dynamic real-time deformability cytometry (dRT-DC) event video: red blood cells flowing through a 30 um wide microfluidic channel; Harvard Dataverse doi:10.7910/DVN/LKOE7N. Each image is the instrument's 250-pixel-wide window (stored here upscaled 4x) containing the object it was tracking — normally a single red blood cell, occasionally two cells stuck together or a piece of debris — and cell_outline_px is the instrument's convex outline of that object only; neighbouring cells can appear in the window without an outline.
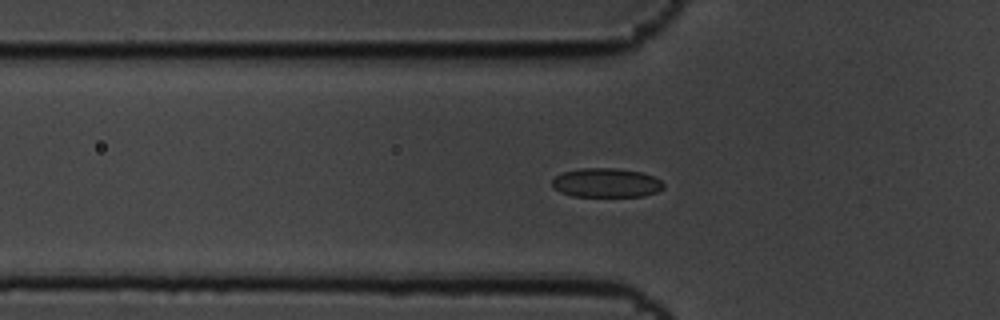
{"species": "common noctule bat (a hibernating species)", "species_latin": "Nyctalus noctula", "temperature_condition": "cold", "stored_images_in_passage": 45, "camera_frame_rate_fps": 3000, "um_per_image_px": 0.085, "animal": {"sex": "male", "body_mass_g": 19.5, "forearm_length_mm": 54.6}, "frame": {"image": 1, "passage_image": 11, "time_ms": 3.333, "image_size_px": [1000, 320], "cell_outline_px": [[664, 188], [656, 192], [644, 196], [572, 196], [560, 192], [552, 188], [552, 180], [556, 176], [564, 172], [580, 168], [616, 168], [640, 172], [652, 176], [660, 180], [664, 184]], "centroid_in_image_um": [51.51, 15.54], "position_along_channel_um": 74.3, "area_um2": 18.9}}
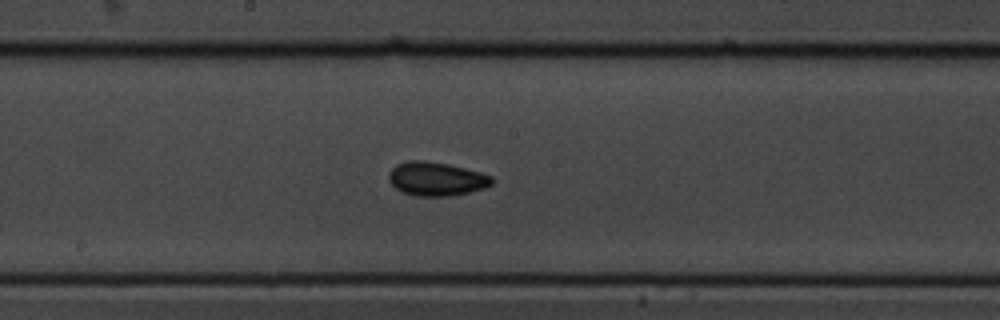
{"frame": {"image": 2, "passage_image": 23, "time_ms": 7.333, "image_size_px": [1000, 320], "cell_outline_px": [[492, 184], [484, 188], [452, 196], [416, 196], [404, 192], [396, 188], [388, 180], [388, 172], [396, 164], [408, 160], [424, 160], [448, 164], [480, 172], [492, 176]], "centroid_in_image_um": [37.06, 15.2], "position_along_channel_um": 211.1, "area_um2": 20.29}}
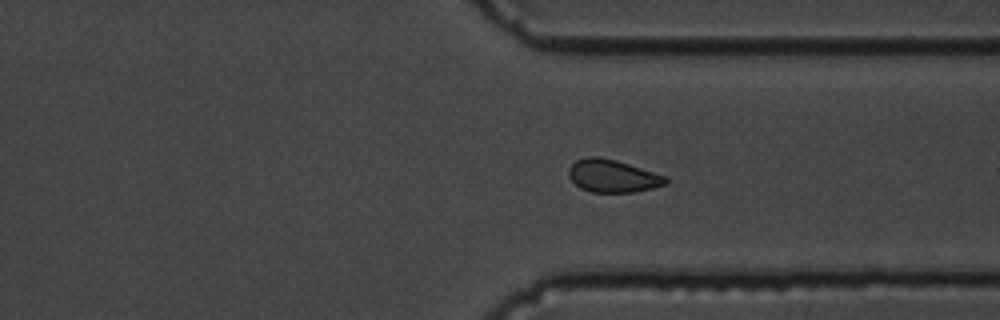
{"frame": {"image": 3, "passage_image": 36, "time_ms": 11.667, "image_size_px": [1000, 320], "cell_outline_px": [[668, 180], [664, 184], [652, 188], [632, 192], [592, 192], [580, 188], [568, 176], [568, 168], [576, 160], [588, 156], [600, 156], [616, 160], [668, 176]], "centroid_in_image_um": [52.06, 14.94], "position_along_channel_um": 359.3, "area_um2": 18.5}}